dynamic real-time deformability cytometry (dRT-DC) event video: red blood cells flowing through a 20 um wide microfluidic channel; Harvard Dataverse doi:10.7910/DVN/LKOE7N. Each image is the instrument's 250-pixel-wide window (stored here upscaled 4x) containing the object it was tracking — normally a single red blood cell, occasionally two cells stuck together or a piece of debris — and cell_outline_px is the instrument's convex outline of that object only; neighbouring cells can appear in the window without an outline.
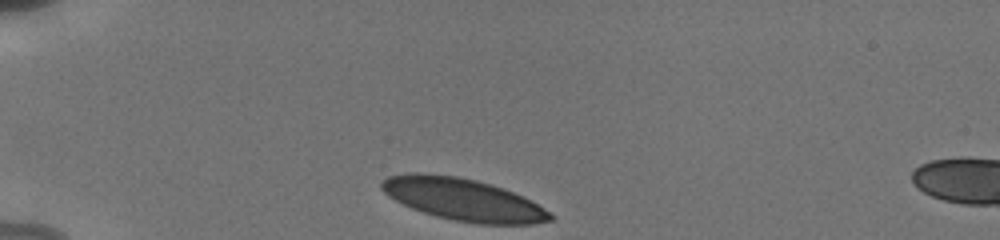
{"species": "human", "species_latin": "Homo sapiens", "temperature_condition": "cold", "stored_images_in_passage": 28, "camera_frame_rate_fps": 3000, "um_per_image_px": 0.085, "donor": {"sex": "male"}, "frame": {"image": 1, "passage_image": 1, "time_ms": 0.0, "image_size_px": [1000, 240], "cell_outline_px": [[556, 216], [552, 220], [532, 224], [480, 224], [456, 220], [436, 216], [412, 208], [388, 196], [380, 188], [380, 180], [388, 176], [408, 172], [420, 172], [456, 176], [476, 180], [504, 188], [544, 208]], "centroid_in_image_um": [39.33, 16.94], "position_along_channel_um": 45.7, "area_um2": 41.27}}
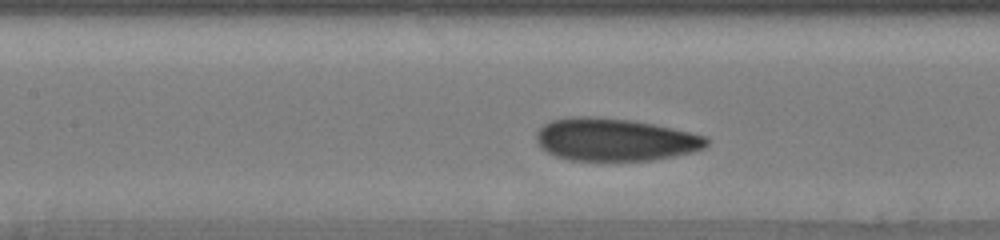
{"frame": {"image": 2, "passage_image": 11, "time_ms": 4.0, "image_size_px": [1000, 240], "cell_outline_px": [[708, 144], [704, 148], [692, 152], [652, 160], [568, 160], [556, 156], [540, 148], [536, 140], [536, 132], [544, 124], [552, 120], [572, 116], [592, 116], [632, 120], [672, 128], [708, 136]], "centroid_in_image_um": [52.25, 11.86], "position_along_channel_um": 155.2, "area_um2": 42.31}}
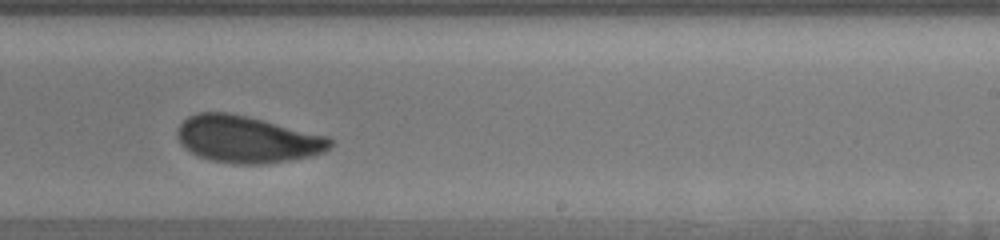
{"frame": {"image": 3, "passage_image": 18, "time_ms": 7.0, "image_size_px": [1000, 240], "cell_outline_px": [[332, 144], [324, 152], [312, 156], [264, 164], [232, 164], [208, 160], [196, 156], [184, 148], [180, 144], [176, 136], [176, 128], [188, 116], [196, 112], [228, 112], [248, 116], [328, 136], [332, 140]], "centroid_in_image_um": [20.95, 11.84], "position_along_channel_um": 268.1, "area_um2": 42.19}, "authors_computed_cell_mechanics": {"area_um2": 42.3674, "velocity_mm_per_s": 3.7803, "shape_relaxation_time_tau1_ms": 2.731, "shape_relaxation_time_tau2_ms": 2.2008, "deformation_change_tau1": 0.1031, "deformation_change_tau2": 0.0614}}